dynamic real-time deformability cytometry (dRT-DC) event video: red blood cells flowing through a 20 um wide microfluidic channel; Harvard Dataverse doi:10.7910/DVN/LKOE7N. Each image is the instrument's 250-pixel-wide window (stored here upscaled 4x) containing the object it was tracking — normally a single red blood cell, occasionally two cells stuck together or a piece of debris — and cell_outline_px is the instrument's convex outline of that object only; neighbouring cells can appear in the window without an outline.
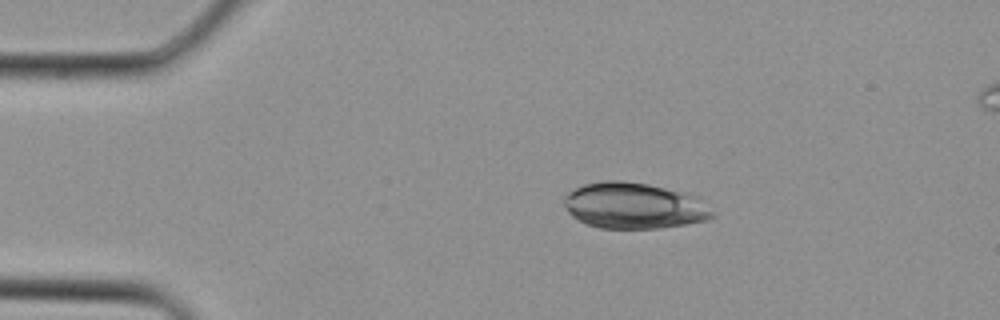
{"species": "Egyptian fruit bat (a non-hibernating species)", "species_latin": "Rousettus aegyptiacus", "temperature_condition": "cold", "stored_images_in_passage": 2, "camera_frame_rate_fps": 3000, "um_per_image_px": 0.085, "animal": {"sex": "female"}, "frame": {"image": 1, "passage_image": 2, "time_ms": 0.333, "image_size_px": [1000, 320], "cell_outline_px": [[712, 216], [708, 220], [660, 228], [600, 228], [588, 224], [572, 216], [568, 212], [564, 204], [564, 196], [568, 192], [584, 184], [604, 180], [624, 180], [648, 184], [700, 196], [712, 212]], "centroid_in_image_um": [53.89, 17.47], "position_along_channel_um": 31.1, "area_um2": 39.77}}